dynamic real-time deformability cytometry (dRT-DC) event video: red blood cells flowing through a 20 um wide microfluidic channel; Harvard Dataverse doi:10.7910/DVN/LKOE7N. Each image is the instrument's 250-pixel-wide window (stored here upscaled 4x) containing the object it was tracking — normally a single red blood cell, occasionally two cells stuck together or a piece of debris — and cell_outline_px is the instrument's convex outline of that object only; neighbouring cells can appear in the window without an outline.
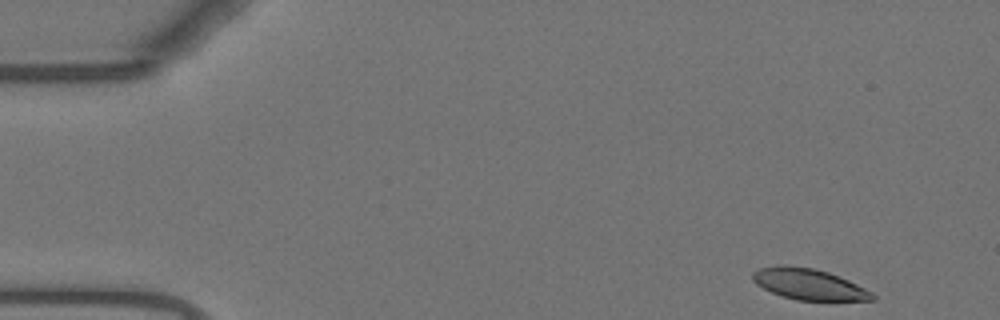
{"species": "Egyptian fruit bat (a non-hibernating species)", "species_latin": "Rousettus aegyptiacus", "temperature_condition": "warm", "stored_images_in_passage": 51, "camera_frame_rate_fps": 3000, "um_per_image_px": 0.085, "animal": {"sex": "female"}, "frame": {"image": 1, "passage_image": 1, "time_ms": 0.0, "image_size_px": [1000, 320], "cell_outline_px": [[876, 300], [796, 300], [780, 296], [756, 284], [752, 280], [752, 272], [760, 268], [780, 264], [784, 264], [812, 268], [828, 272], [848, 280], [872, 292], [876, 296]], "centroid_in_image_um": [68.72, 24.15], "position_along_channel_um": 16.3, "area_um2": 21.62}}
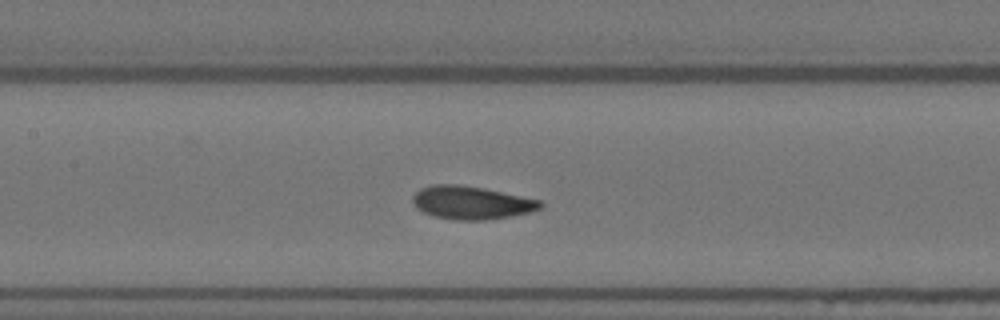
{"frame": {"image": 2, "passage_image": 22, "time_ms": 7.0, "image_size_px": [1000, 320], "cell_outline_px": [[544, 204], [540, 208], [528, 212], [512, 216], [484, 220], [456, 220], [432, 216], [416, 208], [412, 200], [412, 196], [420, 188], [436, 184], [456, 184], [484, 188], [540, 200]], "centroid_in_image_um": [40.04, 17.23], "position_along_channel_um": 167.4, "area_um2": 24.57}}
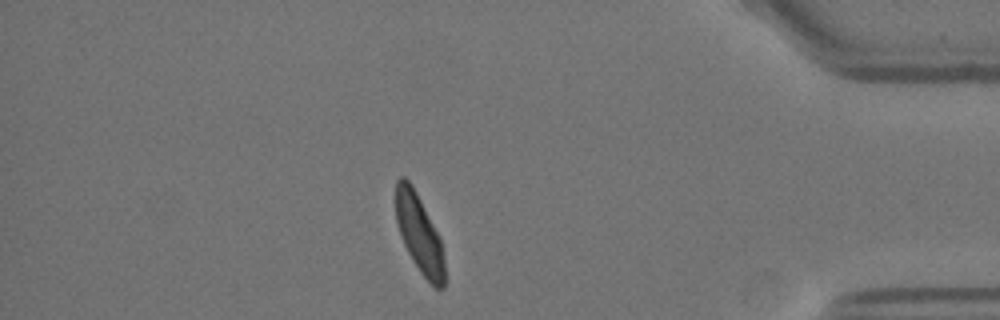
{"frame": {"image": 3, "passage_image": 44, "time_ms": 14.333, "image_size_px": [1000, 320], "cell_outline_px": [[444, 288], [436, 288], [420, 272], [412, 260], [400, 236], [396, 224], [396, 180], [400, 176], [404, 176], [412, 184], [440, 240], [444, 260]], "centroid_in_image_um": [35.6, 19.85], "position_along_channel_um": 399.6, "area_um2": 21.79}, "authors_computed_cell_mechanics": {"area_um2": 23.8136, "velocity_mm_per_s": 3.692, "shape_relaxation_time_tau1_ms": 4.5007, "shape_relaxation_time_tau2_ms": 1.4269, "deformation_change_tau1": 0.1369, "deformation_change_tau2": 0.0739}}